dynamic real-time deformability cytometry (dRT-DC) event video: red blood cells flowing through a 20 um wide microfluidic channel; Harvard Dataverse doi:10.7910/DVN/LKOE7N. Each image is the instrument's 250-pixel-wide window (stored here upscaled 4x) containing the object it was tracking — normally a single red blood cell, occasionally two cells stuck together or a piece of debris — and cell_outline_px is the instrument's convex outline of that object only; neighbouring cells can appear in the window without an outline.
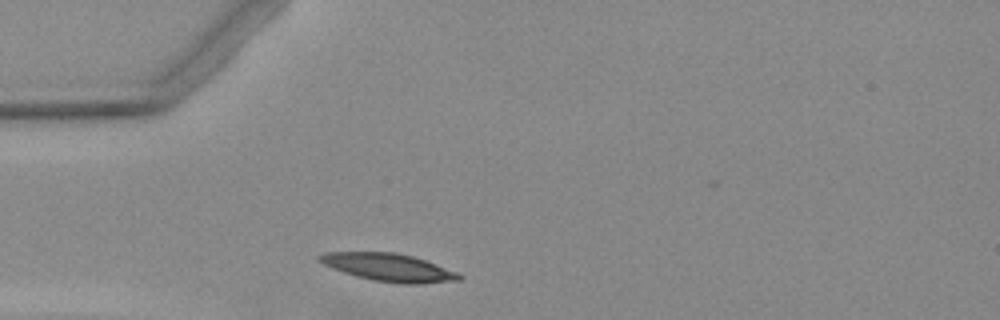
{"species": "Egyptian fruit bat (a non-hibernating species)", "species_latin": "Rousettus aegyptiacus", "temperature_condition": "warm", "stored_images_in_passage": 1, "camera_frame_rate_fps": 3000, "um_per_image_px": 0.085, "animal": {"sex": "female"}, "frame": {"image": 1, "passage_image": 1, "time_ms": 0.0, "image_size_px": [1000, 320], "cell_outline_px": [[464, 280], [420, 284], [404, 284], [372, 280], [356, 276], [332, 268], [316, 260], [316, 256], [324, 252], [392, 252], [412, 256], [424, 260], [456, 272], [464, 276]], "centroid_in_image_um": [33.03, 22.73], "position_along_channel_um": 52.0, "area_um2": 22.6}}